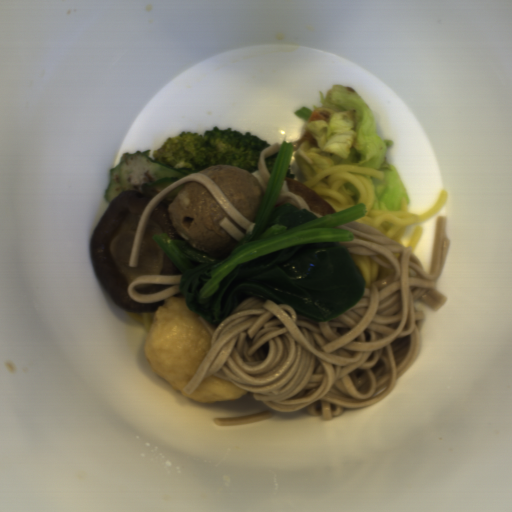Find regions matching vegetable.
<instances>
[{"label":"vegetable","instance_id":"1","mask_svg":"<svg viewBox=\"0 0 512 512\" xmlns=\"http://www.w3.org/2000/svg\"><path fill=\"white\" fill-rule=\"evenodd\" d=\"M322 109L330 116L325 121L306 122L305 129L317 143L308 140L295 152L300 175L307 181L322 170L339 165H359L382 172L383 179L362 175L371 183L375 197L372 210L400 212L403 200L410 198L395 167L388 161L394 141L378 133L373 110L351 87L335 84L328 94L319 91Z\"/></svg>","mask_w":512,"mask_h":512},{"label":"vegetable","instance_id":"2","mask_svg":"<svg viewBox=\"0 0 512 512\" xmlns=\"http://www.w3.org/2000/svg\"><path fill=\"white\" fill-rule=\"evenodd\" d=\"M312 112L313 111H311L307 107L303 106V107L297 109L296 111H294V114L296 116H298L299 118H301L302 120H304L305 122H308L311 117Z\"/></svg>","mask_w":512,"mask_h":512}]
</instances>
